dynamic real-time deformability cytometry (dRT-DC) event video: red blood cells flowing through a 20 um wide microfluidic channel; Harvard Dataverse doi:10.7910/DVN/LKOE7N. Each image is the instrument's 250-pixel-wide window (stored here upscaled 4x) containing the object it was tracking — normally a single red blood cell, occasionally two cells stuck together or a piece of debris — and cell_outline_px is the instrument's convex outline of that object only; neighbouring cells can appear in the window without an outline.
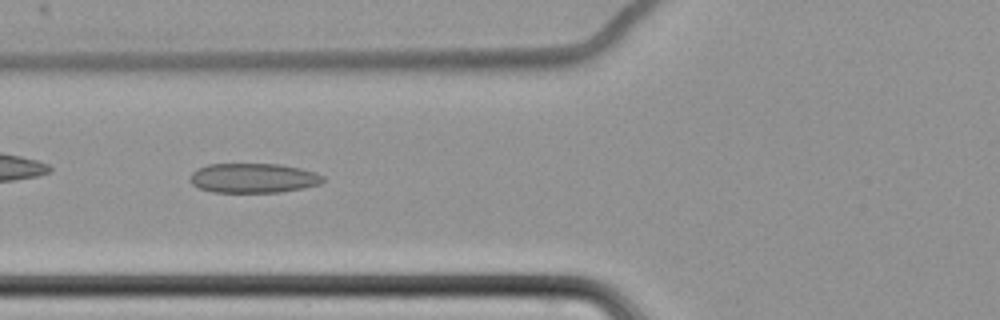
{"species": "common noctule bat (a hibernating species)", "species_latin": "Nyctalus noctula", "temperature_condition": "cold", "stored_images_in_passage": 36, "camera_frame_rate_fps": 3000, "um_per_image_px": 0.085, "animal": {"sex": "female", "body_mass_g": 22.7, "forearm_length_mm": 54.2}, "frame": {"image": 1, "passage_image": 5, "time_ms": 1.333, "image_size_px": [1000, 320], "cell_outline_px": [[324, 180], [320, 184], [304, 188], [280, 192], [212, 192], [200, 188], [192, 184], [188, 180], [192, 172], [196, 168], [208, 164], [280, 164], [300, 168], [316, 172], [324, 176]], "centroid_in_image_um": [21.52, 15.13], "position_along_channel_um": 104.3, "area_um2": 23.12}}
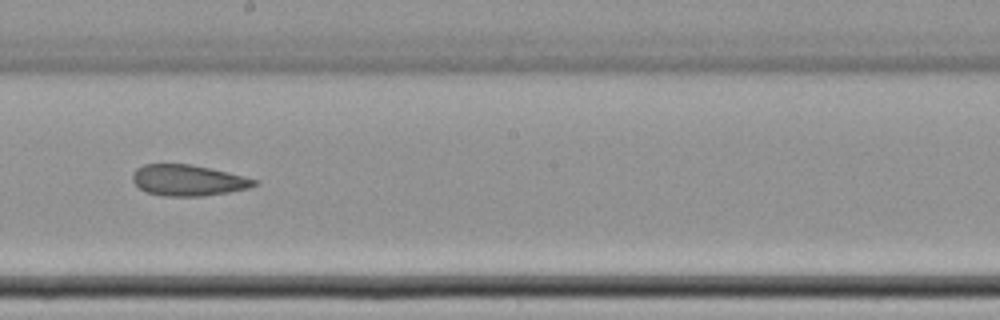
{"frame": {"image": 2, "passage_image": 16, "time_ms": 5.0, "image_size_px": [1000, 320], "cell_outline_px": [[260, 184], [248, 188], [228, 192], [204, 196], [160, 196], [148, 192], [140, 188], [132, 180], [132, 176], [136, 168], [144, 164], [192, 164], [228, 172], [244, 176], [256, 180]], "centroid_in_image_um": [15.99, 15.32], "position_along_channel_um": 232.2, "area_um2": 22.02}}
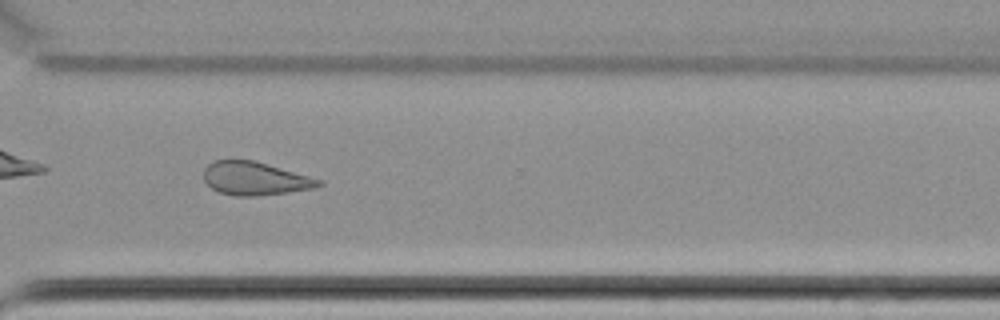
{"frame": {"image": 3, "passage_image": 26, "time_ms": 8.333, "image_size_px": [1000, 320], "cell_outline_px": [[324, 184], [316, 188], [288, 192], [256, 196], [236, 196], [220, 192], [212, 188], [204, 180], [204, 168], [212, 160], [252, 160], [324, 180]], "centroid_in_image_um": [21.69, 15.18], "position_along_channel_um": 348.9, "area_um2": 22.25}, "authors_computed_cell_mechanics": {"area_um2": 22.8888, "velocity_mm_per_s": 3.4909, "shape_relaxation_time_tau1_ms": null, "shape_relaxation_time_tau2_ms": 6.4603, "deformation_change_tau1": null, "deformation_change_tau2": 0.1381}}